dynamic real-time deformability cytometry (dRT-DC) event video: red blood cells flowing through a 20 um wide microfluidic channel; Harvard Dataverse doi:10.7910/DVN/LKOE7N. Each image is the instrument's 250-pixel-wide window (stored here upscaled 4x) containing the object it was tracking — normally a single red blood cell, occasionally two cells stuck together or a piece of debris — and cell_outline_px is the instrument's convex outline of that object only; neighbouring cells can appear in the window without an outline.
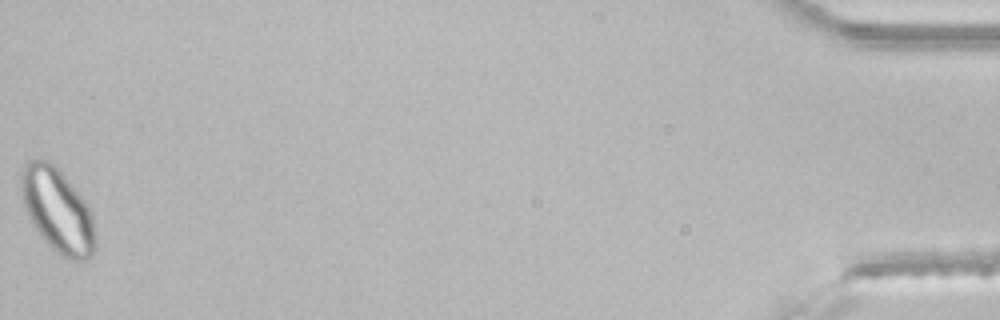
{"species": "common noctule bat (a hibernating species)", "species_latin": "Nyctalus noctula", "temperature_condition": "room temperature", "stored_images_in_passage": 33, "segment_of_instrument_passage": [2, 2], "camera_frame_rate_fps": 3000, "um_per_image_px": 0.085, "animal": {"sex": "male", "body_mass_g": 21.5, "forearm_length_mm": 52.0}, "frame": {"image": 1, "passage_image": 33, "time_ms": 10.667, "image_size_px": [1000, 320], "cell_outline_px": [[96, 248], [92, 256], [88, 260], [68, 260], [56, 252], [40, 236], [32, 224], [28, 216], [24, 204], [20, 188], [20, 176], [24, 164], [28, 160], [48, 160], [60, 168], [84, 200], [92, 212], [96, 236]], "centroid_in_image_um": [4.91, 17.89], "position_along_channel_um": 430.3, "area_um2": 36.88}}